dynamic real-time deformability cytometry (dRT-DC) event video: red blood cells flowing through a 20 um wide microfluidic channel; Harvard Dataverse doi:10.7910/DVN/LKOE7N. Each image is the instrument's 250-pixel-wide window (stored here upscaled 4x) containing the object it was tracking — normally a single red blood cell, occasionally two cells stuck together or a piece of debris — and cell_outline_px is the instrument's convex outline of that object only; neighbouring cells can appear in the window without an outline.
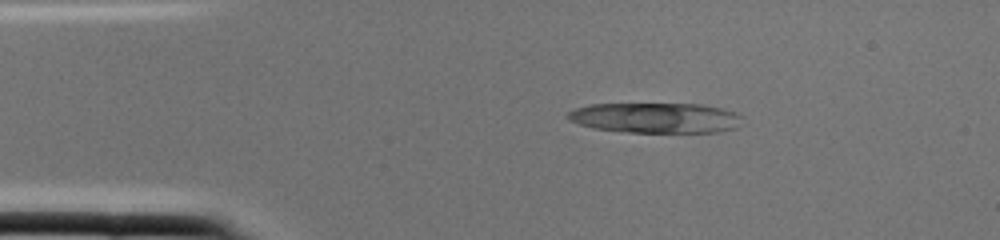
{"species": "common noctule bat (a hibernating species)", "species_latin": "Nyctalus noctula", "temperature_condition": "cold", "stored_images_in_passage": 1, "camera_frame_rate_fps": 3000, "um_per_image_px": 0.085, "animal": {"sex": "female", "body_mass_g": 22.0, "forearm_length_mm": 56.7}, "frame": {"image": 1, "passage_image": 1, "time_ms": 0.0, "image_size_px": [1000, 240], "cell_outline_px": [[744, 116], [736, 128], [720, 132], [628, 132], [592, 128], [568, 120], [564, 116], [568, 112], [576, 108], [592, 104], [700, 104], [720, 108], [736, 112]], "centroid_in_image_um": [55.73, 10.02], "position_along_channel_um": 29.3, "area_um2": 30.87}}